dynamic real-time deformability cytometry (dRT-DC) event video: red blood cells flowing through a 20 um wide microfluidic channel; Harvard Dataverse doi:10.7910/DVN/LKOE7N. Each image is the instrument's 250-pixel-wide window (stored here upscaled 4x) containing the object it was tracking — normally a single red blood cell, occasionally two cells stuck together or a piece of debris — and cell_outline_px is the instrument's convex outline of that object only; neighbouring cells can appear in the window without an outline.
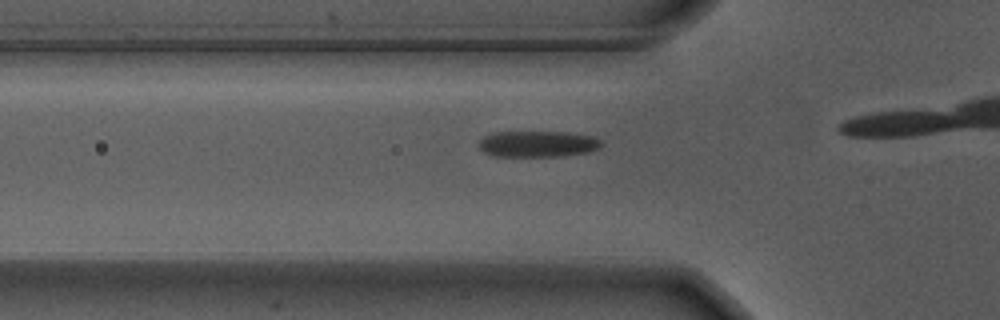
{"species": "Egyptian fruit bat (a non-hibernating species)", "species_latin": "Rousettus aegyptiacus", "temperature_condition": "warm", "stored_images_in_passage": 18, "camera_frame_rate_fps": 3000, "um_per_image_px": 0.085, "animal": {"sex": "male"}, "frame": {"image": 1, "passage_image": 13, "time_ms": 4.0, "image_size_px": [1000, 320], "cell_outline_px": [[604, 144], [600, 148], [588, 152], [564, 156], [492, 156], [484, 152], [480, 148], [480, 140], [484, 136], [492, 132], [568, 132], [592, 136], [600, 140]], "centroid_in_image_um": [45.73, 12.23], "position_along_channel_um": 80.1, "area_um2": 18.79}}
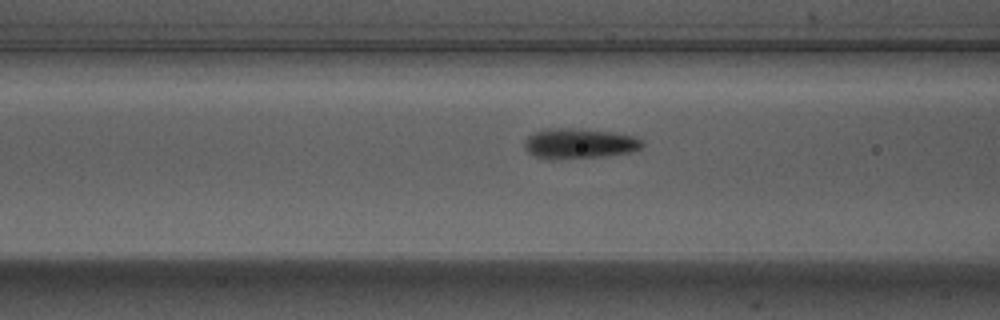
{"frame": {"image": 2, "passage_image": 16, "time_ms": 5.0, "image_size_px": [1000, 320], "cell_outline_px": [[644, 144], [640, 148], [632, 152], [604, 156], [548, 160], [536, 156], [528, 152], [524, 148], [524, 140], [532, 132], [544, 128], [580, 128], [612, 132], [632, 136], [644, 140]], "centroid_in_image_um": [49.2, 12.19], "position_along_channel_um": 117.4, "area_um2": 21.1}}